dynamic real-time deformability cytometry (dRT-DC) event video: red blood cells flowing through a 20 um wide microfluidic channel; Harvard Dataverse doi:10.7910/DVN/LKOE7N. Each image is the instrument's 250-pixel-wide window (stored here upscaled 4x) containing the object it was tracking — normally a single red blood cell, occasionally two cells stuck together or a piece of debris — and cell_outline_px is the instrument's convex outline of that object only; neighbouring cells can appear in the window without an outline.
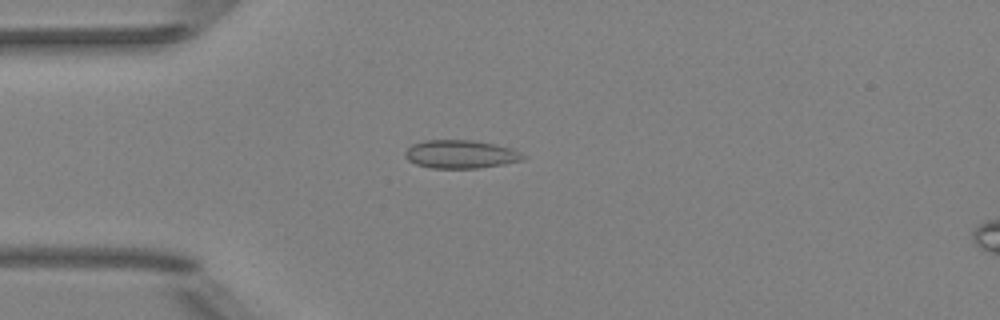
{"species": "Egyptian fruit bat (a non-hibernating species)", "species_latin": "Rousettus aegyptiacus", "temperature_condition": "room temperature", "stored_images_in_passage": 6, "camera_frame_rate_fps": 3000, "um_per_image_px": 0.085, "animal": {"sex": "female"}, "frame": {"image": 1, "passage_image": 4, "time_ms": 3.667, "image_size_px": [1000, 320], "cell_outline_px": [[524, 160], [504, 164], [476, 168], [432, 168], [416, 164], [408, 160], [404, 156], [404, 152], [412, 144], [424, 140], [476, 140], [496, 144], [512, 148], [520, 152], [524, 156]], "centroid_in_image_um": [39.15, 13.1], "position_along_channel_um": 45.9, "area_um2": 19.54}}
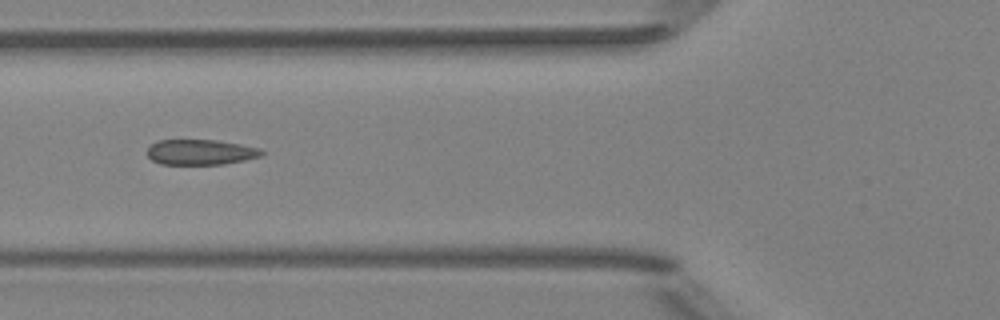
{"frame": {"image": 2, "passage_image": 6, "time_ms": 5.667, "image_size_px": [1000, 320], "cell_outline_px": [[264, 152], [260, 156], [244, 160], [224, 164], [160, 164], [152, 160], [148, 156], [148, 148], [156, 140], [216, 140], [240, 144], [260, 148]], "centroid_in_image_um": [17.04, 12.93], "position_along_channel_um": 108.8, "area_um2": 16.82}}